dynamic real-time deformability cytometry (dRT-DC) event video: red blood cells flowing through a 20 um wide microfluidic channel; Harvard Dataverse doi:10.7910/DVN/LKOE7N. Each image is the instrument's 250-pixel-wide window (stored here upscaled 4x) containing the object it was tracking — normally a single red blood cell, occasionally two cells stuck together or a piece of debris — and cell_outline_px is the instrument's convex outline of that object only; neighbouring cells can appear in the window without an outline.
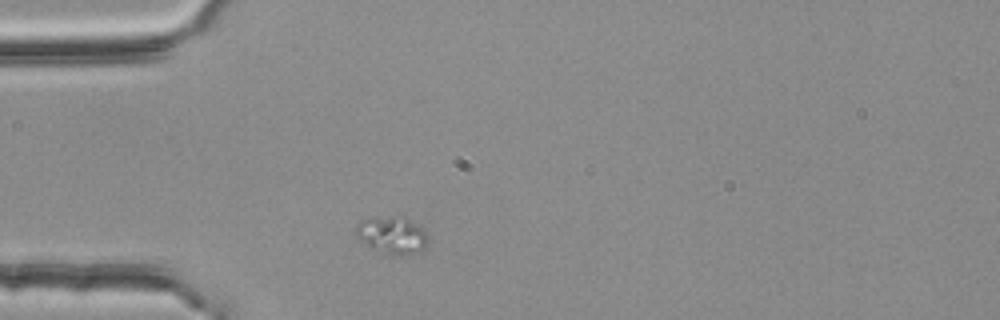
{"species": "common noctule bat (a hibernating species)", "species_latin": "Nyctalus noctula", "temperature_condition": "room temperature", "stored_images_in_passage": 1, "camera_frame_rate_fps": 3000, "um_per_image_px": 0.085, "animal": {"sex": "female", "body_mass_g": 25.1}, "frame": {"image": 1, "passage_image": 1, "time_ms": 0.0, "image_size_px": [1000, 320], "cell_outline_px": [[428, 240], [424, 248], [420, 252], [408, 256], [392, 256], [372, 248], [356, 236], [356, 224], [360, 220], [392, 216], [404, 216], [420, 228], [424, 232]], "centroid_in_image_um": [33.33, 20.02], "position_along_channel_um": 51.7, "area_um2": 15.61}}